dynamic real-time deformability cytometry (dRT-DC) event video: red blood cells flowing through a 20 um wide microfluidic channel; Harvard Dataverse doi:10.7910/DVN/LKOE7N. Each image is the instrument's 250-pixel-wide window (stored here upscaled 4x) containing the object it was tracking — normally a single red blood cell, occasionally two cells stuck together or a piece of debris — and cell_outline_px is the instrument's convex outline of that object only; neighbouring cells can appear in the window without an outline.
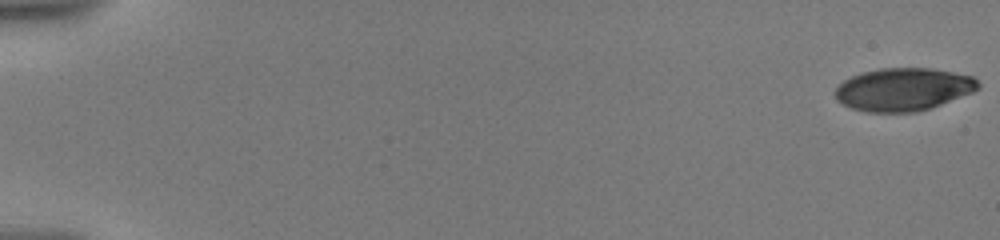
{"species": "human", "species_latin": "Homo sapiens", "temperature_condition": "warm", "stored_images_in_passage": 18, "camera_frame_rate_fps": 3000, "um_per_image_px": 0.085, "donor": {"sex": "male"}, "frame": {"image": 1, "passage_image": 1, "time_ms": 0.0, "image_size_px": [1000, 240], "cell_outline_px": [[980, 88], [972, 92], [940, 104], [916, 112], [868, 112], [852, 108], [836, 100], [836, 88], [844, 80], [860, 72], [880, 68], [932, 68], [972, 76], [980, 84]], "centroid_in_image_um": [76.77, 7.58], "position_along_channel_um": 8.2, "area_um2": 35.43}}
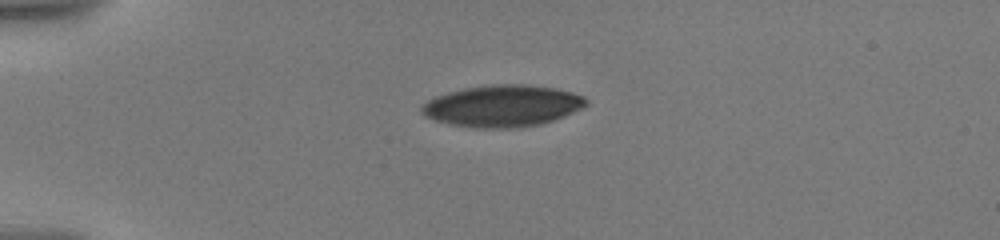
{"frame": {"image": 2, "passage_image": 11, "time_ms": 5.0, "image_size_px": [1000, 240], "cell_outline_px": [[588, 104], [564, 116], [540, 124], [516, 128], [480, 128], [452, 124], [436, 120], [424, 116], [420, 112], [420, 108], [428, 100], [436, 96], [448, 92], [464, 88], [488, 84], [524, 84], [556, 88], [572, 92], [584, 96], [588, 100]], "centroid_in_image_um": [42.71, 8.99], "position_along_channel_um": 42.3, "area_um2": 39.88}}
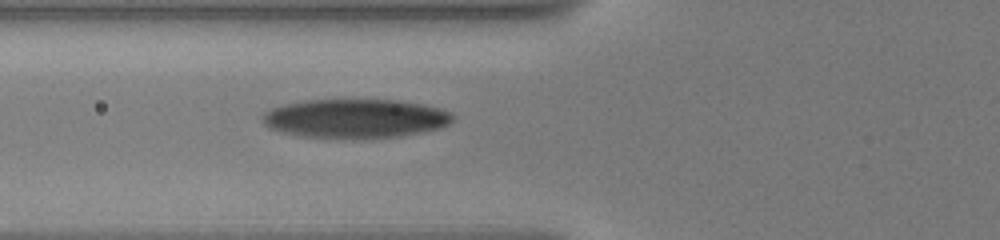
{"frame": {"image": 3, "passage_image": 18, "time_ms": 7.667, "image_size_px": [1000, 240], "cell_outline_px": [[456, 116], [448, 124], [440, 128], [400, 136], [296, 136], [280, 132], [268, 128], [264, 124], [260, 116], [264, 112], [272, 108], [284, 104], [304, 100], [400, 100], [424, 104], [440, 108], [452, 112]], "centroid_in_image_um": [30.19, 10.03], "position_along_channel_um": 95.6, "area_um2": 42.71}}